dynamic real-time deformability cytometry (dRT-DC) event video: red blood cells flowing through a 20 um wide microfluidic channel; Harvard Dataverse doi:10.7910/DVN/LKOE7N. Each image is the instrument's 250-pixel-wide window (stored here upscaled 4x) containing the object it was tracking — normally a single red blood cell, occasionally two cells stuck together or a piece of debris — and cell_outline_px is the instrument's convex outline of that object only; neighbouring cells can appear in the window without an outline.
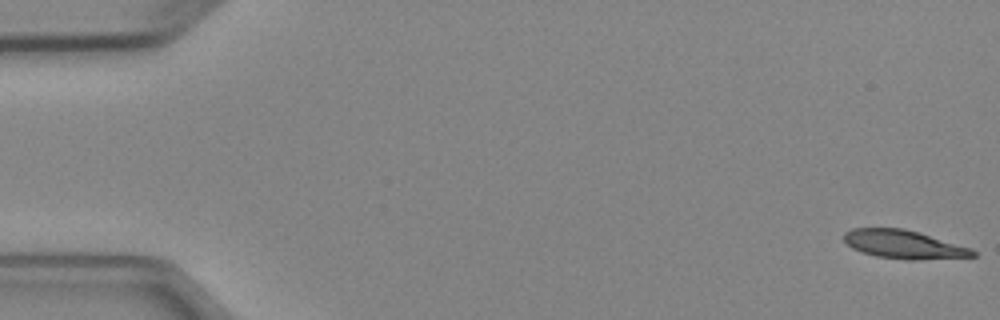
{"species": "Egyptian fruit bat (a non-hibernating species)", "species_latin": "Rousettus aegyptiacus", "temperature_condition": "cold", "stored_images_in_passage": 5, "camera_frame_rate_fps": 3000, "um_per_image_px": 0.085, "animal": {"sex": "female"}, "frame": {"image": 1, "passage_image": 1, "time_ms": 0.0, "image_size_px": [1000, 320], "cell_outline_px": [[976, 256], [916, 260], [908, 260], [876, 256], [852, 248], [844, 240], [844, 232], [852, 228], [904, 228], [920, 232], [972, 248], [976, 252]], "centroid_in_image_um": [76.84, 20.77], "position_along_channel_um": 8.2, "area_um2": 21.39}}
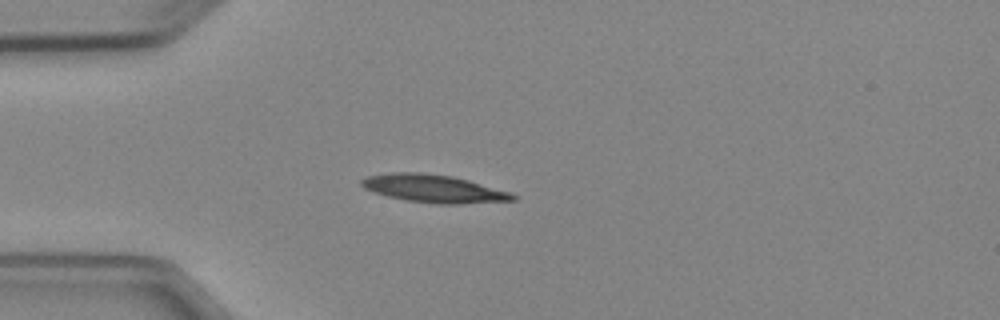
{"frame": {"image": 2, "passage_image": 4, "time_ms": 4.333, "image_size_px": [1000, 320], "cell_outline_px": [[516, 200], [460, 204], [436, 204], [408, 200], [388, 196], [364, 188], [360, 184], [360, 180], [368, 176], [392, 172], [420, 172], [452, 176], [468, 180], [512, 192], [516, 196]], "centroid_in_image_um": [36.89, 16.03], "position_along_channel_um": 48.1, "area_um2": 24.45}}